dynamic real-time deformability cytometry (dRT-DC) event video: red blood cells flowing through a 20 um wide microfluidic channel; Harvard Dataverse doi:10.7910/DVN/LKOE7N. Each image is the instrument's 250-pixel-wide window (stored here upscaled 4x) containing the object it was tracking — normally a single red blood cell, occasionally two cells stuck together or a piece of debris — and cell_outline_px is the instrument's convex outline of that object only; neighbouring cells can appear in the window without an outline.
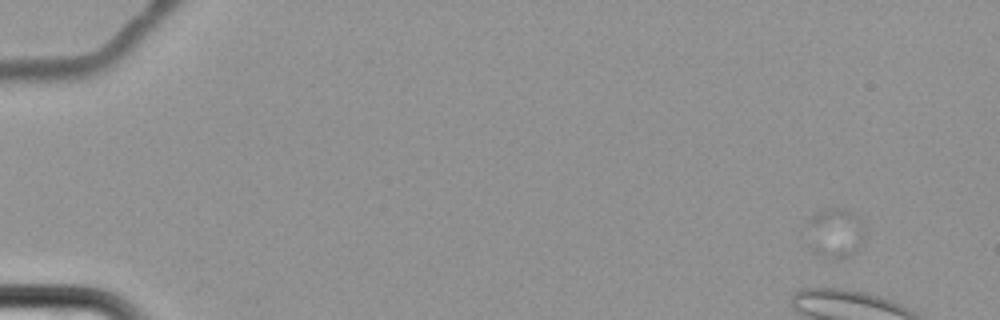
{"species": "common noctule bat (a hibernating species)", "species_latin": "Nyctalus noctula", "temperature_condition": "cold", "stored_images_in_passage": 9, "camera_frame_rate_fps": 3000, "um_per_image_px": 0.085, "animal": {"sex": "female", "body_mass_g": 22.7, "forearm_length_mm": 54.2}, "frame": {"image": 1, "passage_image": 3, "time_ms": 3.333, "image_size_px": [1000, 320], "cell_outline_px": [[864, 236], [856, 252], [852, 256], [836, 260], [812, 252], [804, 248], [808, 220], [816, 212], [824, 208], [844, 208], [852, 212], [860, 220], [864, 228]], "centroid_in_image_um": [70.9, 19.84], "position_along_channel_um": 14.1, "area_um2": 17.57}}